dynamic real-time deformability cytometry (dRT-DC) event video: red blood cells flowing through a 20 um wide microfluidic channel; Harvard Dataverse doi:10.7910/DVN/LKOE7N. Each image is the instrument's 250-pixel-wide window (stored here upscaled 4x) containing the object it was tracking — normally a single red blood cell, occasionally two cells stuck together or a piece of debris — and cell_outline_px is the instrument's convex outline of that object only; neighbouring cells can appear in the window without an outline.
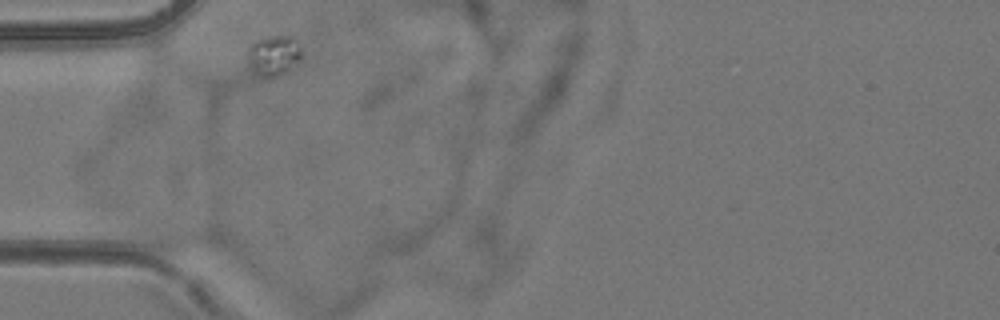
{"species": "common noctule bat (a hibernating species)", "species_latin": "Nyctalus noctula", "temperature_condition": "room temperature", "stored_images_in_passage": 2, "camera_frame_rate_fps": 3000, "um_per_image_px": 0.085, "animal": {"sex": "female", "body_mass_g": 24.6, "forearm_length_mm": 56.2}, "frame": {"image": 1, "passage_image": 1, "time_ms": 0.0, "image_size_px": [1000, 320], "cell_outline_px": [[300, 56], [284, 72], [276, 76], [260, 76], [248, 56], [248, 48], [256, 40], [276, 36], [292, 36], [300, 48]], "centroid_in_image_um": [23.26, 4.66], "position_along_channel_um": 61.7, "area_um2": 11.56}}